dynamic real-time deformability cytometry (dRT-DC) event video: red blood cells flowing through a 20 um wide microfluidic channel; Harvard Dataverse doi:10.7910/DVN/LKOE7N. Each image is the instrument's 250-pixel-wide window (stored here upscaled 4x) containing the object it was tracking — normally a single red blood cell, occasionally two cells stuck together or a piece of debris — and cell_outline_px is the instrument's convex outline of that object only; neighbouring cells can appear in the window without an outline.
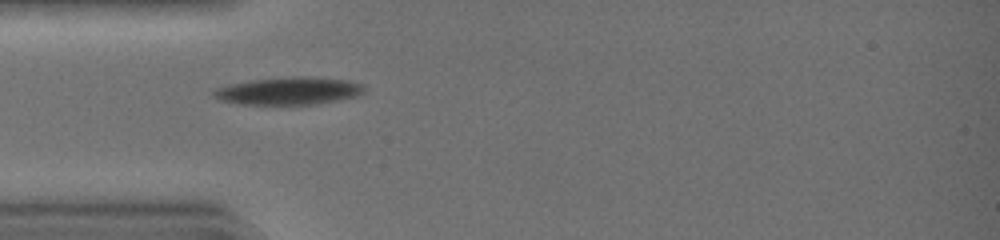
{"species": "common noctule bat (a hibernating species)", "species_latin": "Nyctalus noctula", "temperature_condition": "warm", "stored_images_in_passage": 31, "camera_frame_rate_fps": 3000, "um_per_image_px": 0.085, "animal": {"sex": "female", "body_mass_g": 19.0, "forearm_length_mm": 51.5}, "frame": {"image": 1, "passage_image": 1, "time_ms": 0.0, "image_size_px": [1000, 240], "cell_outline_px": [[364, 92], [360, 96], [308, 104], [244, 104], [224, 100], [212, 96], [212, 92], [216, 88], [228, 84], [248, 80], [292, 76], [308, 76], [352, 80], [364, 84]], "centroid_in_image_um": [24.58, 7.7], "position_along_channel_um": 60.4, "area_um2": 24.22}}
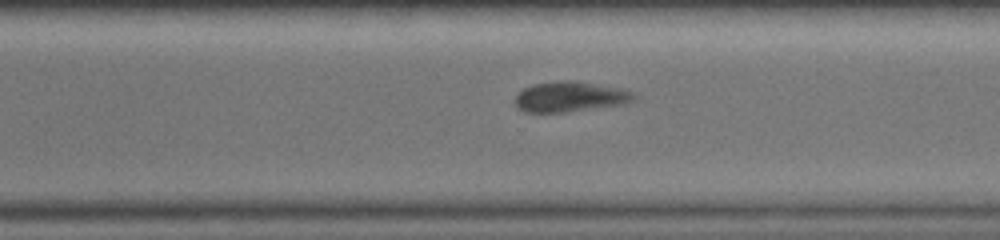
{"frame": {"image": 2, "passage_image": 19, "time_ms": 6.0, "image_size_px": [1000, 240], "cell_outline_px": [[636, 96], [632, 100], [624, 104], [564, 112], [524, 112], [516, 108], [516, 92], [532, 84], [560, 80], [572, 80], [628, 88], [636, 92]], "centroid_in_image_um": [48.49, 8.2], "position_along_channel_um": 322.1, "area_um2": 21.39}}
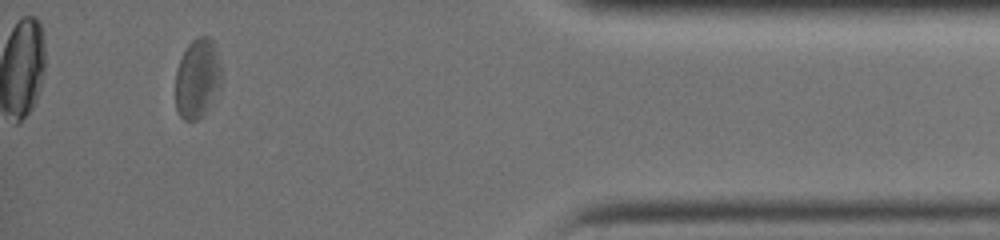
{"frame": {"image": 3, "passage_image": 28, "time_ms": 9.0, "image_size_px": [1000, 240], "cell_outline_px": [[220, 88], [204, 116], [196, 120], [184, 120], [180, 116], [176, 108], [176, 68], [188, 44], [196, 36], [208, 36], [212, 40], [216, 52], [220, 68]], "centroid_in_image_um": [16.77, 6.69], "position_along_channel_um": 418.4, "area_um2": 21.21}, "authors_computed_cell_mechanics": {"area_um2": 22.6576, "velocity_mm_per_s": 4.3823, "shape_relaxation_time_tau1_ms": null, "shape_relaxation_time_tau2_ms": 2.8081, "deformation_change_tau1": null, "deformation_change_tau2": 0.0931}}